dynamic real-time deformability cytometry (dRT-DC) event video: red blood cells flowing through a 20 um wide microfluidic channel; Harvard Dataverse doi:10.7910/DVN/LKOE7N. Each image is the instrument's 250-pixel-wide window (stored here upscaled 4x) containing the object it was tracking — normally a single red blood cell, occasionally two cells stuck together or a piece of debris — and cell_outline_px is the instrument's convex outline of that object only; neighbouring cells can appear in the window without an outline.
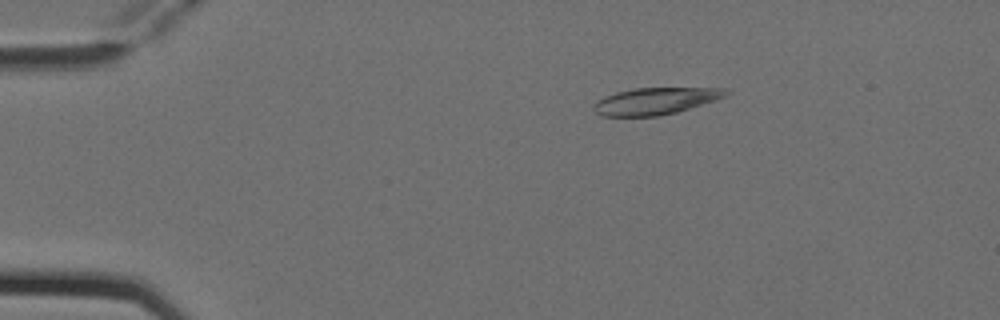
{"species": "Egyptian fruit bat (a non-hibernating species)", "species_latin": "Rousettus aegyptiacus", "temperature_condition": "cold", "stored_images_in_passage": 5, "camera_frame_rate_fps": 3000, "um_per_image_px": 0.085, "animal": {"sex": "female"}, "frame": {"image": 1, "passage_image": 2, "time_ms": 0.333, "image_size_px": [1000, 320], "cell_outline_px": [[732, 92], [728, 96], [716, 100], [676, 112], [660, 116], [600, 116], [592, 108], [592, 104], [596, 100], [604, 96], [616, 92], [632, 88], [728, 88]], "centroid_in_image_um": [55.71, 8.58], "position_along_channel_um": 29.3, "area_um2": 20.98}}
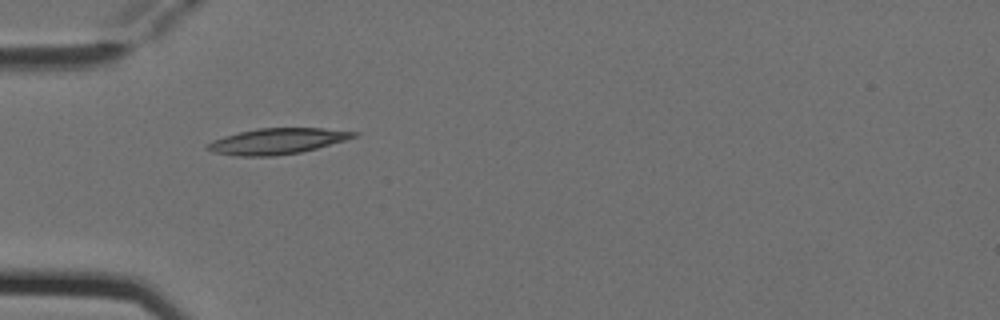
{"frame": {"image": 2, "passage_image": 4, "time_ms": 1.0, "image_size_px": [1000, 320], "cell_outline_px": [[360, 136], [316, 148], [300, 152], [272, 156], [240, 156], [212, 152], [204, 148], [212, 140], [224, 136], [256, 128], [320, 128], [360, 132]], "centroid_in_image_um": [23.57, 11.99], "position_along_channel_um": 61.4, "area_um2": 21.96}}
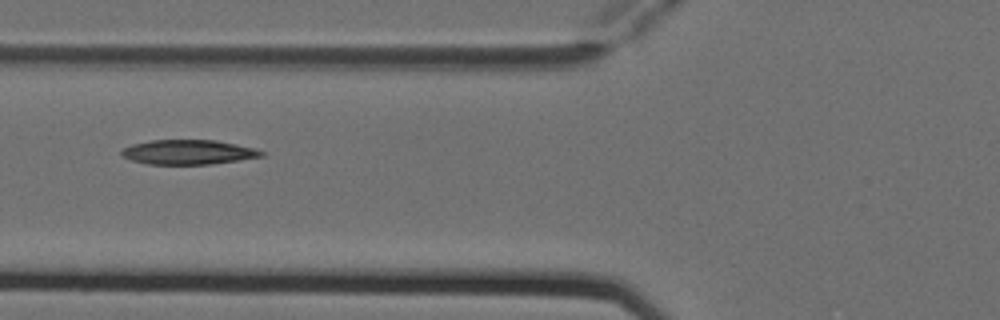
{"frame": {"image": 3, "passage_image": 5, "time_ms": 1.333, "image_size_px": [1000, 320], "cell_outline_px": [[264, 156], [212, 164], [148, 164], [132, 160], [124, 156], [120, 152], [124, 148], [132, 144], [152, 140], [216, 140], [256, 148], [264, 152]], "centroid_in_image_um": [16.03, 12.93], "position_along_channel_um": 109.8, "area_um2": 19.94}}